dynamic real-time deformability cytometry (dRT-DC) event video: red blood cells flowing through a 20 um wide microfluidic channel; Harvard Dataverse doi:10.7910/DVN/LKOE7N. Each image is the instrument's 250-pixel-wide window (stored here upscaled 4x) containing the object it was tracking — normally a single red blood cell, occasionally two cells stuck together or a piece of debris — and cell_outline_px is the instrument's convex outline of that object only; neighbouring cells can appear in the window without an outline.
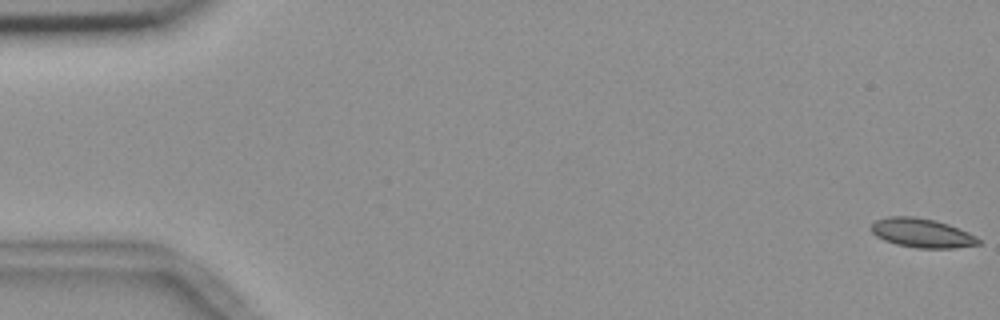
{"species": "common noctule bat (a hibernating species)", "species_latin": "Nyctalus noctula", "temperature_condition": "room temperature", "stored_images_in_passage": 56, "camera_frame_rate_fps": 3000, "um_per_image_px": 0.085, "animal": {"sex": "female", "body_mass_g": 18.4}, "frame": {"image": 1, "passage_image": 1, "time_ms": 0.0, "image_size_px": [1000, 320], "cell_outline_px": [[980, 244], [956, 248], [916, 248], [896, 244], [884, 240], [876, 236], [872, 232], [872, 224], [876, 220], [888, 216], [912, 216], [936, 220], [948, 224], [968, 232], [976, 236], [980, 240]], "centroid_in_image_um": [78.37, 19.8], "position_along_channel_um": 6.6, "area_um2": 18.21}}
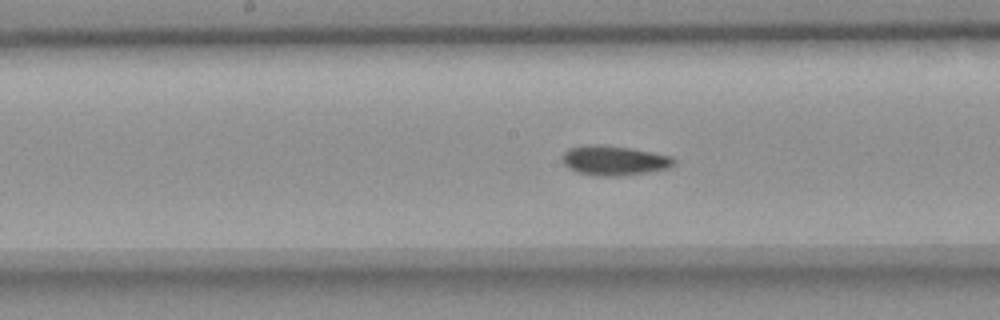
{"frame": {"image": 2, "passage_image": 29, "time_ms": 9.333, "image_size_px": [1000, 320], "cell_outline_px": [[676, 160], [668, 168], [648, 172], [616, 176], [596, 176], [576, 172], [568, 168], [560, 160], [560, 156], [568, 148], [584, 144], [604, 144], [632, 148], [672, 156]], "centroid_in_image_um": [52.13, 13.62], "position_along_channel_um": 196.1, "area_um2": 19.65}}
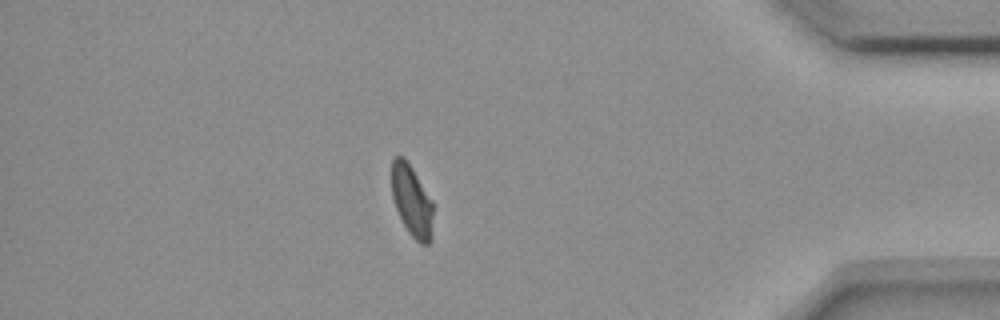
{"frame": {"image": 3, "passage_image": 49, "time_ms": 16.0, "image_size_px": [1000, 320], "cell_outline_px": [[432, 240], [428, 244], [420, 244], [408, 232], [396, 208], [392, 196], [392, 160], [396, 156], [404, 156], [412, 168], [432, 200]], "centroid_in_image_um": [35.01, 17.08], "position_along_channel_um": 400.2, "area_um2": 17.11}, "authors_computed_cell_mechanics": {"area_um2": 18.4382, "velocity_mm_per_s": 3.6397, "shape_relaxation_time_tau1_ms": null, "shape_relaxation_time_tau2_ms": 4.8282, "deformation_change_tau1": null, "deformation_change_tau2": 0.0788}}